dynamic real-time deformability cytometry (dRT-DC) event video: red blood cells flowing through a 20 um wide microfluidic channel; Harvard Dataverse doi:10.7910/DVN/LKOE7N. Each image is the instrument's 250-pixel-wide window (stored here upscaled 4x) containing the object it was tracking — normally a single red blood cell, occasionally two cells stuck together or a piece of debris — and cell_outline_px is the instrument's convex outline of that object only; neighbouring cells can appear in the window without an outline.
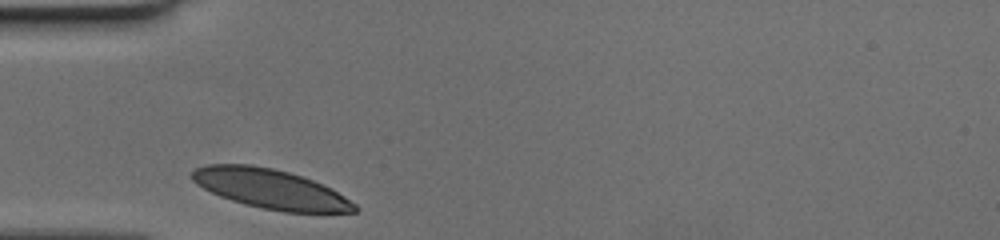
{"species": "human", "species_latin": "Homo sapiens", "temperature_condition": "cold", "stored_images_in_passage": 25, "camera_frame_rate_fps": 3000, "um_per_image_px": 0.085, "donor": {"sex": "female"}, "frame": {"image": 1, "passage_image": 1, "time_ms": 0.0, "image_size_px": [1000, 240], "cell_outline_px": [[360, 208], [356, 212], [284, 212], [244, 204], [220, 196], [196, 184], [188, 176], [196, 168], [204, 164], [252, 164], [272, 168], [288, 172], [312, 180], [332, 188], [356, 204]], "centroid_in_image_um": [22.98, 16.05], "position_along_channel_um": 62.0, "area_um2": 37.4}}
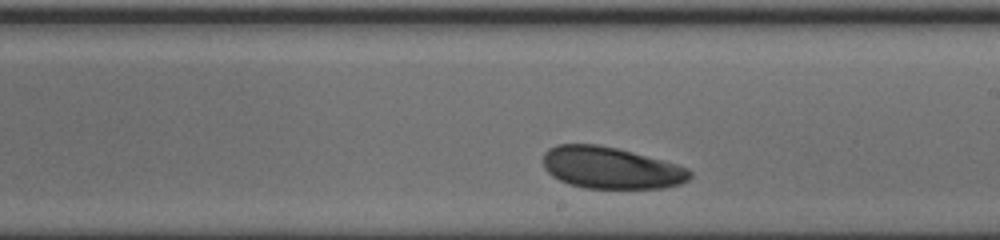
{"frame": {"image": 2, "passage_image": 15, "time_ms": 4.667, "image_size_px": [1000, 240], "cell_outline_px": [[692, 176], [688, 180], [680, 184], [664, 188], [584, 188], [568, 184], [552, 176], [544, 168], [544, 152], [548, 148], [556, 144], [596, 144], [616, 148], [632, 152], [676, 164], [688, 168], [692, 172]], "centroid_in_image_um": [51.91, 14.27], "position_along_channel_um": 237.1, "area_um2": 35.72}}
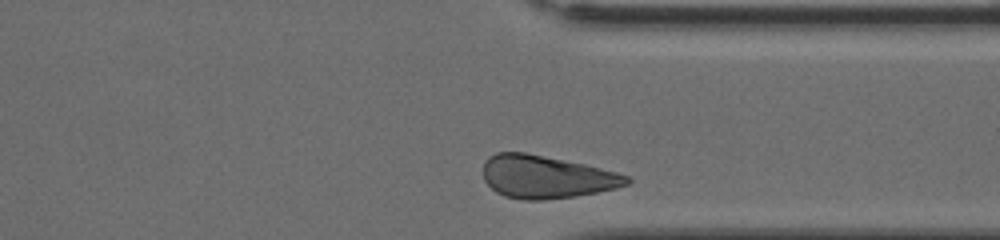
{"frame": {"image": 3, "passage_image": 25, "time_ms": 8.0, "image_size_px": [1000, 240], "cell_outline_px": [[632, 180], [628, 184], [616, 188], [576, 196], [540, 200], [524, 200], [504, 196], [496, 192], [484, 180], [484, 160], [488, 156], [496, 152], [524, 152], [584, 164], [616, 172], [628, 176]], "centroid_in_image_um": [46.41, 15.03], "position_along_channel_um": 365.0, "area_um2": 35.66}}